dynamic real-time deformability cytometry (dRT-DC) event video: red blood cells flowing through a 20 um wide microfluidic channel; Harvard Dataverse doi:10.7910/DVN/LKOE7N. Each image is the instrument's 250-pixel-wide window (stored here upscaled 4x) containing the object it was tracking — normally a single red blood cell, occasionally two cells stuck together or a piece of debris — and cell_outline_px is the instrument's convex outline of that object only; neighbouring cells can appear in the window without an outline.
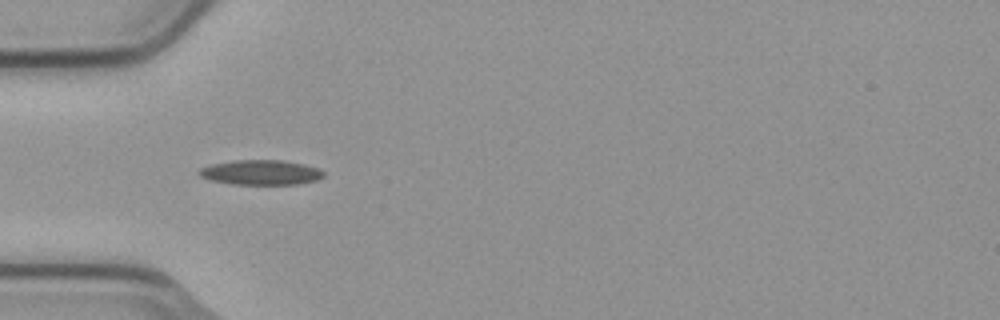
{"species": "common noctule bat (a hibernating species)", "species_latin": "Nyctalus noctula", "temperature_condition": "cold", "stored_images_in_passage": 7, "camera_frame_rate_fps": 3000, "um_per_image_px": 0.085, "animal": {"sex": "male", "body_mass_g": 23.1, "forearm_length_mm": 52.7}, "frame": {"image": 1, "passage_image": 5, "time_ms": 1.333, "image_size_px": [1000, 320], "cell_outline_px": [[324, 176], [316, 180], [296, 184], [232, 184], [208, 180], [200, 176], [196, 172], [200, 168], [212, 164], [232, 160], [284, 160], [304, 164], [320, 168], [324, 172]], "centroid_in_image_um": [22.15, 14.65], "position_along_channel_um": 62.9, "area_um2": 18.21}}
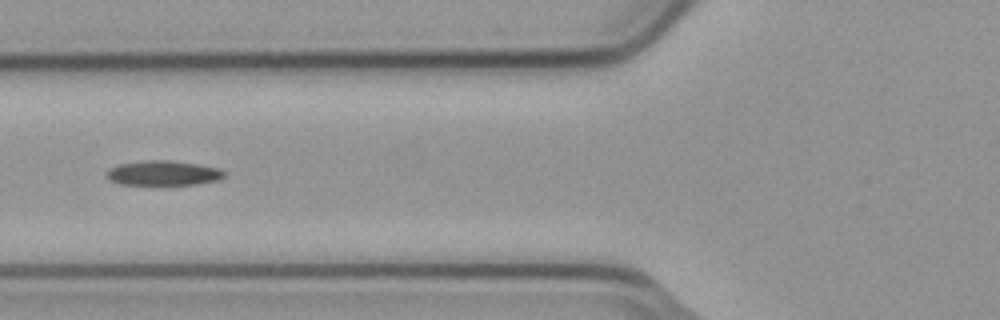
{"frame": {"image": 2, "passage_image": 6, "time_ms": 1.667, "image_size_px": [1000, 320], "cell_outline_px": [[228, 172], [220, 180], [196, 184], [120, 184], [108, 180], [104, 172], [108, 168], [116, 164], [144, 160], [172, 160], [220, 168]], "centroid_in_image_um": [13.85, 14.7], "position_along_channel_um": 112.0, "area_um2": 17.28}}
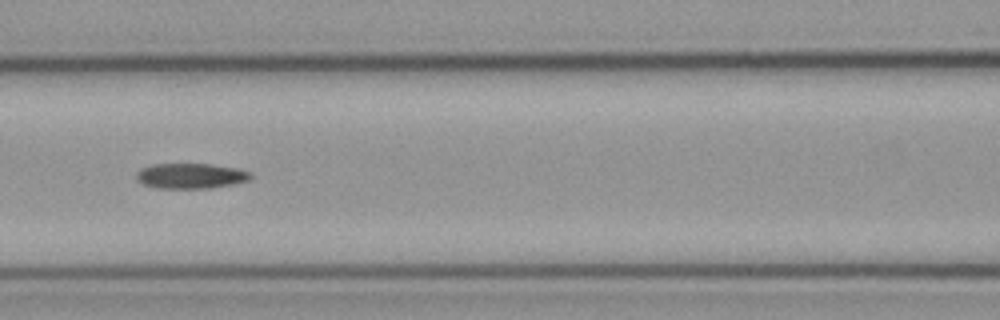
{"frame": {"image": 3, "passage_image": 7, "time_ms": 2.0, "image_size_px": [1000, 320], "cell_outline_px": [[252, 176], [248, 180], [236, 184], [212, 188], [156, 188], [144, 184], [136, 180], [136, 172], [140, 168], [152, 164], [208, 164], [240, 168], [252, 172]], "centroid_in_image_um": [16.23, 14.95], "position_along_channel_um": 150.4, "area_um2": 17.11}}